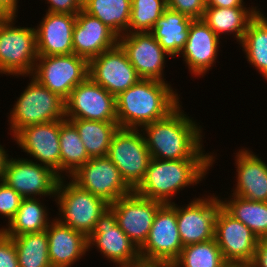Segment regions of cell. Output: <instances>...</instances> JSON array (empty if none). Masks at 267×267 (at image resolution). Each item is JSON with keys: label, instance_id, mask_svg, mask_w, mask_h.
<instances>
[{"label": "cell", "instance_id": "cell-35", "mask_svg": "<svg viewBox=\"0 0 267 267\" xmlns=\"http://www.w3.org/2000/svg\"><path fill=\"white\" fill-rule=\"evenodd\" d=\"M129 33L150 32L168 8L166 0H131Z\"/></svg>", "mask_w": 267, "mask_h": 267}, {"label": "cell", "instance_id": "cell-37", "mask_svg": "<svg viewBox=\"0 0 267 267\" xmlns=\"http://www.w3.org/2000/svg\"><path fill=\"white\" fill-rule=\"evenodd\" d=\"M167 7L175 12L185 14L187 17L202 19L206 0H166Z\"/></svg>", "mask_w": 267, "mask_h": 267}, {"label": "cell", "instance_id": "cell-21", "mask_svg": "<svg viewBox=\"0 0 267 267\" xmlns=\"http://www.w3.org/2000/svg\"><path fill=\"white\" fill-rule=\"evenodd\" d=\"M77 15L46 12L35 26L38 56L73 54V29Z\"/></svg>", "mask_w": 267, "mask_h": 267}, {"label": "cell", "instance_id": "cell-41", "mask_svg": "<svg viewBox=\"0 0 267 267\" xmlns=\"http://www.w3.org/2000/svg\"><path fill=\"white\" fill-rule=\"evenodd\" d=\"M18 1L19 0H0V16L17 18Z\"/></svg>", "mask_w": 267, "mask_h": 267}, {"label": "cell", "instance_id": "cell-8", "mask_svg": "<svg viewBox=\"0 0 267 267\" xmlns=\"http://www.w3.org/2000/svg\"><path fill=\"white\" fill-rule=\"evenodd\" d=\"M107 157L133 191L143 181L151 159L141 130L124 128L114 134Z\"/></svg>", "mask_w": 267, "mask_h": 267}, {"label": "cell", "instance_id": "cell-7", "mask_svg": "<svg viewBox=\"0 0 267 267\" xmlns=\"http://www.w3.org/2000/svg\"><path fill=\"white\" fill-rule=\"evenodd\" d=\"M30 76L66 100L70 92L89 77V61L74 53L38 56Z\"/></svg>", "mask_w": 267, "mask_h": 267}, {"label": "cell", "instance_id": "cell-31", "mask_svg": "<svg viewBox=\"0 0 267 267\" xmlns=\"http://www.w3.org/2000/svg\"><path fill=\"white\" fill-rule=\"evenodd\" d=\"M78 130L90 158L107 156L114 134L120 128L117 122L85 119H66Z\"/></svg>", "mask_w": 267, "mask_h": 267}, {"label": "cell", "instance_id": "cell-13", "mask_svg": "<svg viewBox=\"0 0 267 267\" xmlns=\"http://www.w3.org/2000/svg\"><path fill=\"white\" fill-rule=\"evenodd\" d=\"M194 198L189 204H176L179 236L184 246L214 238L215 219L222 203L216 195Z\"/></svg>", "mask_w": 267, "mask_h": 267}, {"label": "cell", "instance_id": "cell-32", "mask_svg": "<svg viewBox=\"0 0 267 267\" xmlns=\"http://www.w3.org/2000/svg\"><path fill=\"white\" fill-rule=\"evenodd\" d=\"M59 143L60 177L63 178L66 176L69 178L83 166L90 157L81 141L78 130L66 119L61 120ZM64 173L65 175H63Z\"/></svg>", "mask_w": 267, "mask_h": 267}, {"label": "cell", "instance_id": "cell-28", "mask_svg": "<svg viewBox=\"0 0 267 267\" xmlns=\"http://www.w3.org/2000/svg\"><path fill=\"white\" fill-rule=\"evenodd\" d=\"M257 16L249 23L239 44L247 61L267 81V17L255 6Z\"/></svg>", "mask_w": 267, "mask_h": 267}, {"label": "cell", "instance_id": "cell-23", "mask_svg": "<svg viewBox=\"0 0 267 267\" xmlns=\"http://www.w3.org/2000/svg\"><path fill=\"white\" fill-rule=\"evenodd\" d=\"M235 155L236 184L231 192L250 201L267 202V164L249 148Z\"/></svg>", "mask_w": 267, "mask_h": 267}, {"label": "cell", "instance_id": "cell-22", "mask_svg": "<svg viewBox=\"0 0 267 267\" xmlns=\"http://www.w3.org/2000/svg\"><path fill=\"white\" fill-rule=\"evenodd\" d=\"M118 36L98 18L83 9L77 14L73 29V53L88 61L115 47Z\"/></svg>", "mask_w": 267, "mask_h": 267}, {"label": "cell", "instance_id": "cell-2", "mask_svg": "<svg viewBox=\"0 0 267 267\" xmlns=\"http://www.w3.org/2000/svg\"><path fill=\"white\" fill-rule=\"evenodd\" d=\"M170 83L140 79L116 97L117 123L124 129H141L165 118L180 104Z\"/></svg>", "mask_w": 267, "mask_h": 267}, {"label": "cell", "instance_id": "cell-25", "mask_svg": "<svg viewBox=\"0 0 267 267\" xmlns=\"http://www.w3.org/2000/svg\"><path fill=\"white\" fill-rule=\"evenodd\" d=\"M257 16L255 7H206L203 20L219 37L233 34L235 40L241 43L249 23Z\"/></svg>", "mask_w": 267, "mask_h": 267}, {"label": "cell", "instance_id": "cell-4", "mask_svg": "<svg viewBox=\"0 0 267 267\" xmlns=\"http://www.w3.org/2000/svg\"><path fill=\"white\" fill-rule=\"evenodd\" d=\"M15 20L0 18V74L26 78L38 59L36 31L35 27L16 26Z\"/></svg>", "mask_w": 267, "mask_h": 267}, {"label": "cell", "instance_id": "cell-20", "mask_svg": "<svg viewBox=\"0 0 267 267\" xmlns=\"http://www.w3.org/2000/svg\"><path fill=\"white\" fill-rule=\"evenodd\" d=\"M220 42L203 20L195 19L189 25L187 41L178 56L182 55L191 75L203 77L217 62Z\"/></svg>", "mask_w": 267, "mask_h": 267}, {"label": "cell", "instance_id": "cell-38", "mask_svg": "<svg viewBox=\"0 0 267 267\" xmlns=\"http://www.w3.org/2000/svg\"><path fill=\"white\" fill-rule=\"evenodd\" d=\"M0 267H19L14 241L2 230H0Z\"/></svg>", "mask_w": 267, "mask_h": 267}, {"label": "cell", "instance_id": "cell-24", "mask_svg": "<svg viewBox=\"0 0 267 267\" xmlns=\"http://www.w3.org/2000/svg\"><path fill=\"white\" fill-rule=\"evenodd\" d=\"M46 233L52 267H72L87 254L88 238L56 218L49 224Z\"/></svg>", "mask_w": 267, "mask_h": 267}, {"label": "cell", "instance_id": "cell-33", "mask_svg": "<svg viewBox=\"0 0 267 267\" xmlns=\"http://www.w3.org/2000/svg\"><path fill=\"white\" fill-rule=\"evenodd\" d=\"M19 267H52L46 231L12 237Z\"/></svg>", "mask_w": 267, "mask_h": 267}, {"label": "cell", "instance_id": "cell-14", "mask_svg": "<svg viewBox=\"0 0 267 267\" xmlns=\"http://www.w3.org/2000/svg\"><path fill=\"white\" fill-rule=\"evenodd\" d=\"M93 246L115 265L131 264L141 260L139 248L120 229L110 208L99 217L88 237V252Z\"/></svg>", "mask_w": 267, "mask_h": 267}, {"label": "cell", "instance_id": "cell-45", "mask_svg": "<svg viewBox=\"0 0 267 267\" xmlns=\"http://www.w3.org/2000/svg\"><path fill=\"white\" fill-rule=\"evenodd\" d=\"M116 267H145V261L144 260H140L138 262L131 263V264L117 265Z\"/></svg>", "mask_w": 267, "mask_h": 267}, {"label": "cell", "instance_id": "cell-27", "mask_svg": "<svg viewBox=\"0 0 267 267\" xmlns=\"http://www.w3.org/2000/svg\"><path fill=\"white\" fill-rule=\"evenodd\" d=\"M44 205L39 198H23L13 219L0 230L10 237L46 231L54 218L50 220Z\"/></svg>", "mask_w": 267, "mask_h": 267}, {"label": "cell", "instance_id": "cell-36", "mask_svg": "<svg viewBox=\"0 0 267 267\" xmlns=\"http://www.w3.org/2000/svg\"><path fill=\"white\" fill-rule=\"evenodd\" d=\"M23 197L13 188L0 181V215L7 218V224L13 219Z\"/></svg>", "mask_w": 267, "mask_h": 267}, {"label": "cell", "instance_id": "cell-12", "mask_svg": "<svg viewBox=\"0 0 267 267\" xmlns=\"http://www.w3.org/2000/svg\"><path fill=\"white\" fill-rule=\"evenodd\" d=\"M65 119L117 122L116 97L88 77L65 100Z\"/></svg>", "mask_w": 267, "mask_h": 267}, {"label": "cell", "instance_id": "cell-26", "mask_svg": "<svg viewBox=\"0 0 267 267\" xmlns=\"http://www.w3.org/2000/svg\"><path fill=\"white\" fill-rule=\"evenodd\" d=\"M192 18L167 8L150 31L162 48L171 56H177L184 47Z\"/></svg>", "mask_w": 267, "mask_h": 267}, {"label": "cell", "instance_id": "cell-9", "mask_svg": "<svg viewBox=\"0 0 267 267\" xmlns=\"http://www.w3.org/2000/svg\"><path fill=\"white\" fill-rule=\"evenodd\" d=\"M182 248L176 203L163 204L154 216L146 241L139 248L141 260L148 263H173Z\"/></svg>", "mask_w": 267, "mask_h": 267}, {"label": "cell", "instance_id": "cell-17", "mask_svg": "<svg viewBox=\"0 0 267 267\" xmlns=\"http://www.w3.org/2000/svg\"><path fill=\"white\" fill-rule=\"evenodd\" d=\"M89 77L115 97L141 79L119 44L89 61Z\"/></svg>", "mask_w": 267, "mask_h": 267}, {"label": "cell", "instance_id": "cell-39", "mask_svg": "<svg viewBox=\"0 0 267 267\" xmlns=\"http://www.w3.org/2000/svg\"><path fill=\"white\" fill-rule=\"evenodd\" d=\"M50 13H67L77 15L83 9V0H46Z\"/></svg>", "mask_w": 267, "mask_h": 267}, {"label": "cell", "instance_id": "cell-30", "mask_svg": "<svg viewBox=\"0 0 267 267\" xmlns=\"http://www.w3.org/2000/svg\"><path fill=\"white\" fill-rule=\"evenodd\" d=\"M131 0H83V10L98 18L118 37L129 33Z\"/></svg>", "mask_w": 267, "mask_h": 267}, {"label": "cell", "instance_id": "cell-46", "mask_svg": "<svg viewBox=\"0 0 267 267\" xmlns=\"http://www.w3.org/2000/svg\"><path fill=\"white\" fill-rule=\"evenodd\" d=\"M225 267H254L252 263H227Z\"/></svg>", "mask_w": 267, "mask_h": 267}, {"label": "cell", "instance_id": "cell-1", "mask_svg": "<svg viewBox=\"0 0 267 267\" xmlns=\"http://www.w3.org/2000/svg\"><path fill=\"white\" fill-rule=\"evenodd\" d=\"M180 103L165 118L143 126L151 158L162 160L213 159L205 153L202 126L182 110Z\"/></svg>", "mask_w": 267, "mask_h": 267}, {"label": "cell", "instance_id": "cell-29", "mask_svg": "<svg viewBox=\"0 0 267 267\" xmlns=\"http://www.w3.org/2000/svg\"><path fill=\"white\" fill-rule=\"evenodd\" d=\"M220 198L222 207L247 226L258 239L267 237V202L250 201L237 195ZM228 199V200H227Z\"/></svg>", "mask_w": 267, "mask_h": 267}, {"label": "cell", "instance_id": "cell-15", "mask_svg": "<svg viewBox=\"0 0 267 267\" xmlns=\"http://www.w3.org/2000/svg\"><path fill=\"white\" fill-rule=\"evenodd\" d=\"M214 239L227 263H252L259 240L222 206L215 219Z\"/></svg>", "mask_w": 267, "mask_h": 267}, {"label": "cell", "instance_id": "cell-40", "mask_svg": "<svg viewBox=\"0 0 267 267\" xmlns=\"http://www.w3.org/2000/svg\"><path fill=\"white\" fill-rule=\"evenodd\" d=\"M252 265L254 267H267V237L258 240Z\"/></svg>", "mask_w": 267, "mask_h": 267}, {"label": "cell", "instance_id": "cell-5", "mask_svg": "<svg viewBox=\"0 0 267 267\" xmlns=\"http://www.w3.org/2000/svg\"><path fill=\"white\" fill-rule=\"evenodd\" d=\"M60 178L55 200L58 207V218L63 225L83 233L87 238L94 230L99 217L109 209L110 204L81 189L71 178ZM67 182V183H66ZM61 215V216H60Z\"/></svg>", "mask_w": 267, "mask_h": 267}, {"label": "cell", "instance_id": "cell-43", "mask_svg": "<svg viewBox=\"0 0 267 267\" xmlns=\"http://www.w3.org/2000/svg\"><path fill=\"white\" fill-rule=\"evenodd\" d=\"M8 151L4 149L3 145H0V181L3 178L6 165L9 160V154L7 153Z\"/></svg>", "mask_w": 267, "mask_h": 267}, {"label": "cell", "instance_id": "cell-10", "mask_svg": "<svg viewBox=\"0 0 267 267\" xmlns=\"http://www.w3.org/2000/svg\"><path fill=\"white\" fill-rule=\"evenodd\" d=\"M60 176L27 158H9L2 181L23 198L56 197Z\"/></svg>", "mask_w": 267, "mask_h": 267}, {"label": "cell", "instance_id": "cell-34", "mask_svg": "<svg viewBox=\"0 0 267 267\" xmlns=\"http://www.w3.org/2000/svg\"><path fill=\"white\" fill-rule=\"evenodd\" d=\"M173 264L176 267H225L227 262L213 238L184 246Z\"/></svg>", "mask_w": 267, "mask_h": 267}, {"label": "cell", "instance_id": "cell-42", "mask_svg": "<svg viewBox=\"0 0 267 267\" xmlns=\"http://www.w3.org/2000/svg\"><path fill=\"white\" fill-rule=\"evenodd\" d=\"M244 0H206V7H246Z\"/></svg>", "mask_w": 267, "mask_h": 267}, {"label": "cell", "instance_id": "cell-44", "mask_svg": "<svg viewBox=\"0 0 267 267\" xmlns=\"http://www.w3.org/2000/svg\"><path fill=\"white\" fill-rule=\"evenodd\" d=\"M145 267H176L173 263H148L145 261Z\"/></svg>", "mask_w": 267, "mask_h": 267}, {"label": "cell", "instance_id": "cell-18", "mask_svg": "<svg viewBox=\"0 0 267 267\" xmlns=\"http://www.w3.org/2000/svg\"><path fill=\"white\" fill-rule=\"evenodd\" d=\"M162 205L160 201L141 197L133 191L110 204L109 208L114 212L120 229L140 248L146 241L154 216Z\"/></svg>", "mask_w": 267, "mask_h": 267}, {"label": "cell", "instance_id": "cell-19", "mask_svg": "<svg viewBox=\"0 0 267 267\" xmlns=\"http://www.w3.org/2000/svg\"><path fill=\"white\" fill-rule=\"evenodd\" d=\"M60 128L61 120L30 125L12 138L36 163L51 168L60 176Z\"/></svg>", "mask_w": 267, "mask_h": 267}, {"label": "cell", "instance_id": "cell-6", "mask_svg": "<svg viewBox=\"0 0 267 267\" xmlns=\"http://www.w3.org/2000/svg\"><path fill=\"white\" fill-rule=\"evenodd\" d=\"M30 83L17 97L8 122L11 136L30 125L65 119V100L29 76Z\"/></svg>", "mask_w": 267, "mask_h": 267}, {"label": "cell", "instance_id": "cell-3", "mask_svg": "<svg viewBox=\"0 0 267 267\" xmlns=\"http://www.w3.org/2000/svg\"><path fill=\"white\" fill-rule=\"evenodd\" d=\"M213 159L162 160L151 158L145 177L134 192L144 198L173 203L174 196L185 187L197 185L208 174Z\"/></svg>", "mask_w": 267, "mask_h": 267}, {"label": "cell", "instance_id": "cell-16", "mask_svg": "<svg viewBox=\"0 0 267 267\" xmlns=\"http://www.w3.org/2000/svg\"><path fill=\"white\" fill-rule=\"evenodd\" d=\"M118 44L126 52L129 62L141 79L165 81L164 68L167 56L150 32L126 33L118 37Z\"/></svg>", "mask_w": 267, "mask_h": 267}, {"label": "cell", "instance_id": "cell-11", "mask_svg": "<svg viewBox=\"0 0 267 267\" xmlns=\"http://www.w3.org/2000/svg\"><path fill=\"white\" fill-rule=\"evenodd\" d=\"M69 178H72L71 180L81 189L109 204L133 192L107 156L90 158Z\"/></svg>", "mask_w": 267, "mask_h": 267}]
</instances>
